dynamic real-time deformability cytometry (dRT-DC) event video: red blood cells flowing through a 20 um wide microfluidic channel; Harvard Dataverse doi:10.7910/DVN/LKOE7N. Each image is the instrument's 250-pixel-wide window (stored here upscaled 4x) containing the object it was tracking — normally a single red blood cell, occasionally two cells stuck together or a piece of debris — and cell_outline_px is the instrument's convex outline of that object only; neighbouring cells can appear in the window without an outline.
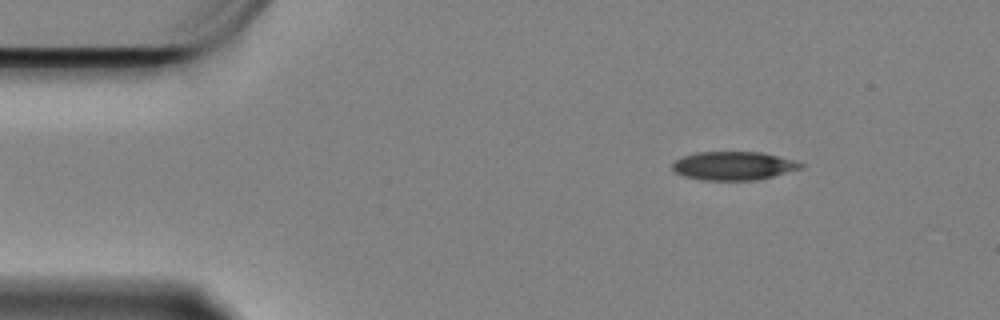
{"species": "Egyptian fruit bat (a non-hibernating species)", "species_latin": "Rousettus aegyptiacus", "temperature_condition": "cold", "stored_images_in_passage": 43, "camera_frame_rate_fps": 3000, "um_per_image_px": 0.085, "animal": {"sex": "female"}, "frame": {"image": 1, "passage_image": 1, "time_ms": 0.0, "image_size_px": [1000, 320], "cell_outline_px": [[804, 168], [756, 180], [700, 180], [684, 176], [676, 172], [672, 168], [672, 164], [676, 160], [684, 156], [696, 152], [760, 152], [796, 160], [804, 164]], "centroid_in_image_um": [62.37, 14.09], "position_along_channel_um": 22.6, "area_um2": 21.33}}
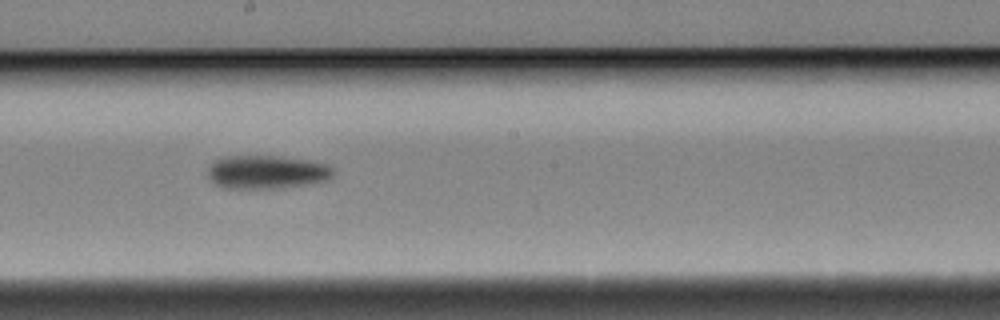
{"frame": {"image": 2, "passage_image": 25, "time_ms": 8.0, "image_size_px": [1000, 320], "cell_outline_px": [[332, 176], [328, 180], [312, 184], [284, 188], [224, 188], [216, 184], [208, 176], [208, 168], [212, 160], [228, 156], [276, 156], [308, 160], [324, 164], [332, 168]], "centroid_in_image_um": [22.65, 14.63], "position_along_channel_um": 225.5, "area_um2": 24.51}}
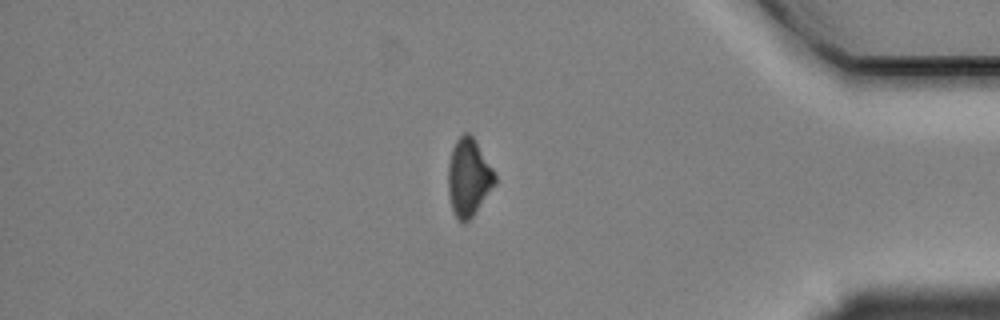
{"frame": {"image": 3, "passage_image": 43, "time_ms": 14.0, "image_size_px": [1000, 320], "cell_outline_px": [[496, 184], [472, 216], [464, 224], [460, 224], [452, 212], [448, 192], [448, 164], [452, 148], [456, 140], [464, 132], [468, 132], [476, 140], [492, 168], [496, 176]], "centroid_in_image_um": [39.82, 15.1], "position_along_channel_um": 395.4, "area_um2": 21.33}, "authors_computed_cell_mechanics": {"area_um2": 23.2356, "velocity_mm_per_s": 3.3417, "shape_relaxation_time_tau1_ms": 5.7093, "shape_relaxation_time_tau2_ms": null, "deformation_change_tau1": 0.1283, "deformation_change_tau2": null}}